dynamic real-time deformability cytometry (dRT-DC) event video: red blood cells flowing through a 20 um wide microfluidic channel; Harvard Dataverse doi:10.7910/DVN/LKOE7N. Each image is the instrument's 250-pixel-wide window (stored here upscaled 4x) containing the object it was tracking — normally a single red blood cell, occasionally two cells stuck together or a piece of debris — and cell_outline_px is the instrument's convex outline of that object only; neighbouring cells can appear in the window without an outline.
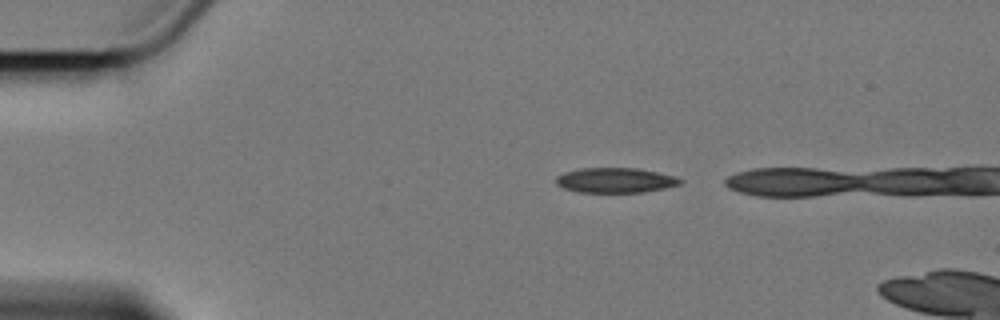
{"species": "Egyptian fruit bat (a non-hibernating species)", "species_latin": "Rousettus aegyptiacus", "temperature_condition": "cold", "stored_images_in_passage": 2, "camera_frame_rate_fps": 3000, "um_per_image_px": 0.085, "animal": {"sex": "female"}, "frame": {"image": 1, "passage_image": 2, "time_ms": 2.333, "image_size_px": [1000, 320], "cell_outline_px": [[684, 180], [680, 184], [664, 188], [644, 192], [576, 192], [564, 188], [556, 184], [556, 176], [564, 172], [580, 168], [636, 168], [676, 176]], "centroid_in_image_um": [52.29, 15.32], "position_along_channel_um": 32.7, "area_um2": 18.09}}